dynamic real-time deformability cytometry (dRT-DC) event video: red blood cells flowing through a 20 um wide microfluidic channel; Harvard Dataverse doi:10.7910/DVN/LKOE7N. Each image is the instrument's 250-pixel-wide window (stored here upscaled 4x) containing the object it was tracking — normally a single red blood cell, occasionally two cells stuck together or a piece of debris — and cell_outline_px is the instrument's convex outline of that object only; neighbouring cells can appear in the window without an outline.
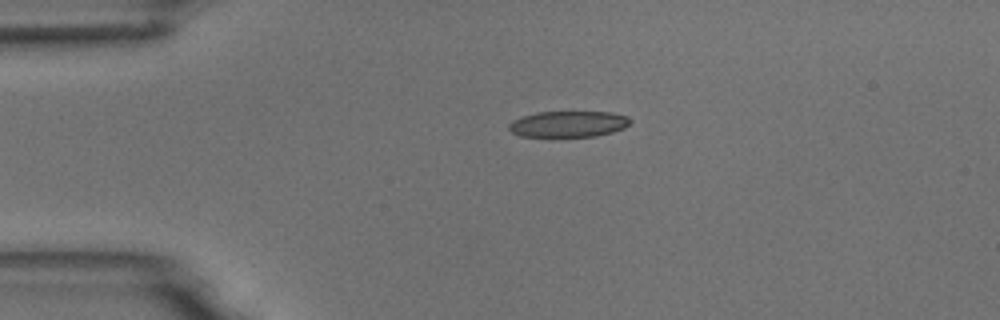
{"species": "common noctule bat (a hibernating species)", "species_latin": "Nyctalus noctula", "temperature_condition": "room temperature", "stored_images_in_passage": 4, "camera_frame_rate_fps": 3000, "um_per_image_px": 0.085, "animal": {"sex": "male", "body_mass_g": 18.8}, "frame": {"image": 1, "passage_image": 4, "time_ms": 3.667, "image_size_px": [1000, 320], "cell_outline_px": [[632, 120], [624, 128], [612, 132], [596, 136], [520, 136], [512, 132], [508, 128], [508, 124], [512, 120], [520, 116], [536, 112], [612, 112], [628, 116]], "centroid_in_image_um": [48.3, 10.53], "position_along_channel_um": 36.7, "area_um2": 18.5}}